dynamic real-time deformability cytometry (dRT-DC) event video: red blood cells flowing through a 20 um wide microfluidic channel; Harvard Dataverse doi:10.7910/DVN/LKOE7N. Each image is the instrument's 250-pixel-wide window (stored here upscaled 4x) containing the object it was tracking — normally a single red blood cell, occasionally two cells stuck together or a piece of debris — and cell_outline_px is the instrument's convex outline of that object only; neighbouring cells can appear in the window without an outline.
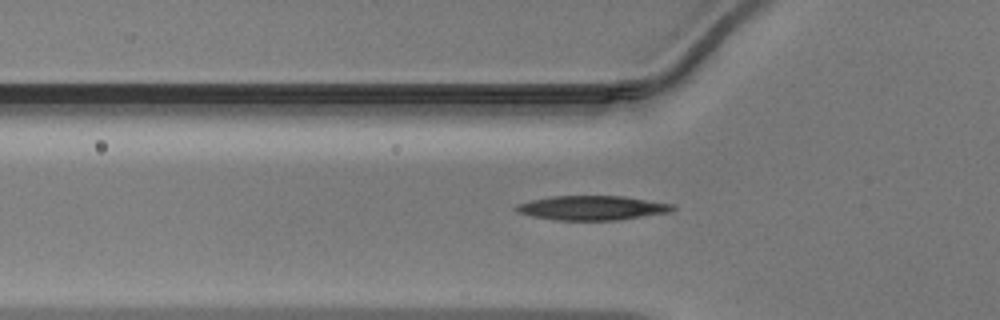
{"species": "Egyptian fruit bat (a non-hibernating species)", "species_latin": "Rousettus aegyptiacus", "temperature_condition": "warm", "stored_images_in_passage": 36, "camera_frame_rate_fps": 3000, "um_per_image_px": 0.085, "animal": {"sex": "male"}, "frame": {"image": 1, "passage_image": 5, "time_ms": 1.333, "image_size_px": [1000, 320], "cell_outline_px": [[676, 208], [672, 212], [616, 220], [556, 220], [532, 216], [516, 212], [512, 208], [516, 204], [532, 200], [552, 196], [624, 196], [672, 204]], "centroid_in_image_um": [50.3, 17.67], "position_along_channel_um": 75.5, "area_um2": 22.25}}
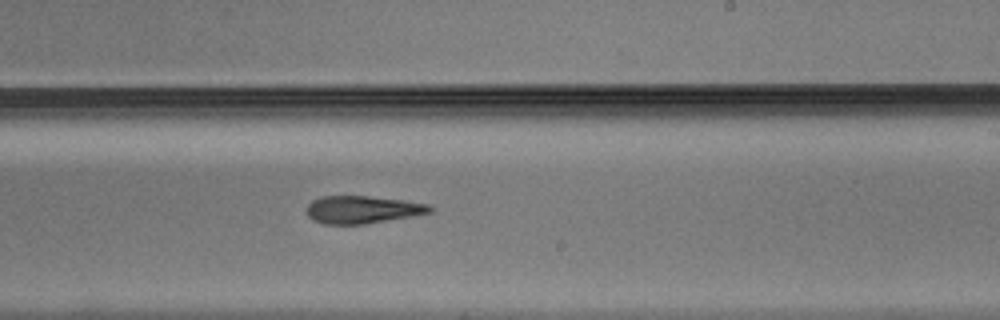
{"frame": {"image": 2, "passage_image": 18, "time_ms": 5.667, "image_size_px": [1000, 320], "cell_outline_px": [[432, 212], [412, 216], [364, 224], [324, 224], [312, 220], [308, 216], [308, 204], [312, 200], [320, 196], [368, 196], [404, 200], [428, 204], [432, 208]], "centroid_in_image_um": [30.79, 17.81], "position_along_channel_um": 258.2, "area_um2": 19.77}}
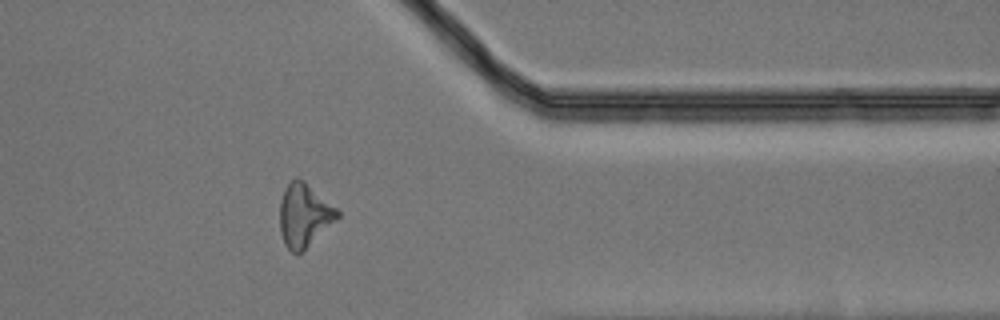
{"frame": {"image": 3, "passage_image": 28, "time_ms": 9.0, "image_size_px": [1000, 320], "cell_outline_px": [[340, 216], [300, 252], [292, 252], [284, 244], [280, 232], [280, 200], [284, 188], [296, 176], [304, 180], [336, 208], [340, 212]], "centroid_in_image_um": [25.82, 18.25], "position_along_channel_um": 385.6, "area_um2": 20.81}}